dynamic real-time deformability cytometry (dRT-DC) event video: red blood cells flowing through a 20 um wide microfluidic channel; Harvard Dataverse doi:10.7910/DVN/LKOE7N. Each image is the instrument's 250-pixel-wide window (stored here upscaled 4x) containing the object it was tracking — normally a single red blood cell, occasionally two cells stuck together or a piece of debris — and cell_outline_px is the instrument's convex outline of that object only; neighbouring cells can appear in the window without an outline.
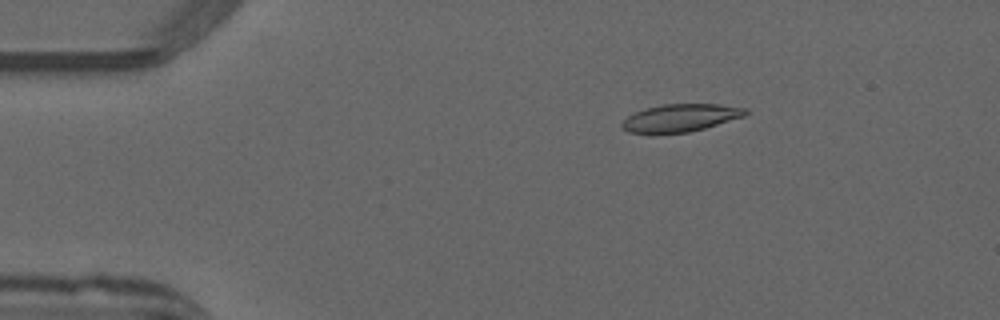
{"species": "common noctule bat (a hibernating species)", "species_latin": "Nyctalus noctula", "temperature_condition": "warm", "stored_images_in_passage": 34, "camera_frame_rate_fps": 3000, "um_per_image_px": 0.085, "animal": {"sex": "male", "forearm_length_mm": 52.5}, "frame": {"image": 1, "passage_image": 9, "time_ms": 2.667, "image_size_px": [1000, 320], "cell_outline_px": [[748, 112], [744, 116], [704, 128], [688, 132], [652, 136], [628, 132], [620, 124], [628, 116], [644, 108], [664, 104], [720, 104], [748, 108]], "centroid_in_image_um": [57.79, 10.05], "position_along_channel_um": 27.2, "area_um2": 20.35}}
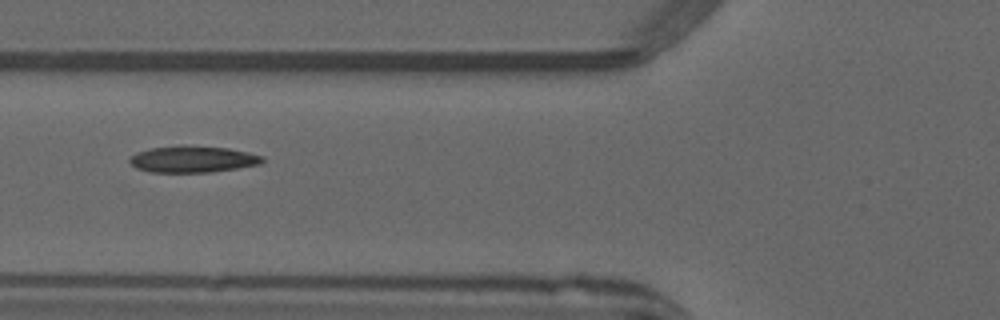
{"frame": {"image": 2, "passage_image": 20, "time_ms": 6.333, "image_size_px": [1000, 320], "cell_outline_px": [[264, 160], [260, 164], [236, 168], [208, 172], [148, 172], [136, 168], [128, 160], [136, 152], [148, 148], [176, 144], [188, 144], [228, 148], [248, 152], [264, 156]], "centroid_in_image_um": [16.35, 13.5], "position_along_channel_um": 109.5, "area_um2": 20.92}}
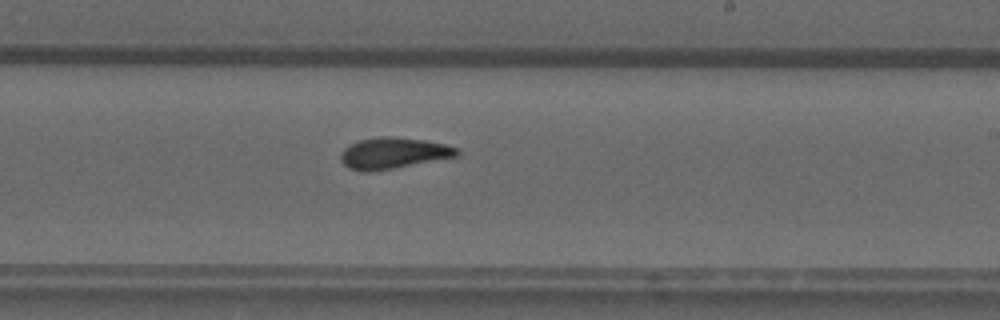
{"frame": {"image": 3, "passage_image": 31, "time_ms": 10.0, "image_size_px": [1000, 320], "cell_outline_px": [[460, 156], [396, 168], [368, 172], [348, 168], [340, 160], [340, 152], [348, 144], [360, 140], [376, 136], [396, 136], [424, 140], [444, 144], [460, 148]], "centroid_in_image_um": [33.45, 13.01], "position_along_channel_um": 255.6, "area_um2": 21.56}}